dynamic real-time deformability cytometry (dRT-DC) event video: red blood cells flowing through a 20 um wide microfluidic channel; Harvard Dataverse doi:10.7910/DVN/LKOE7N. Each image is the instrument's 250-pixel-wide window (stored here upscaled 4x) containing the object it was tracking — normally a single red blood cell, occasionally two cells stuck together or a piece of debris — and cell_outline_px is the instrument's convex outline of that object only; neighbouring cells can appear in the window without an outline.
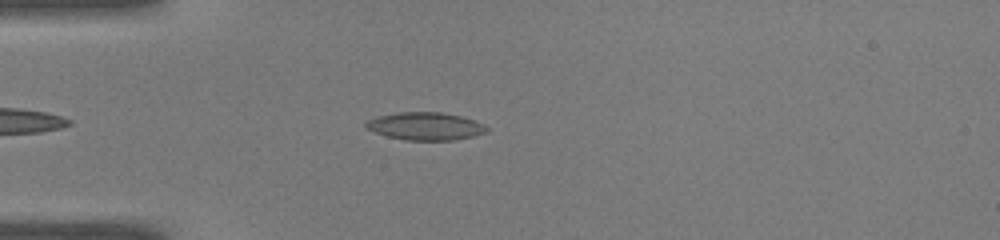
{"species": "common noctule bat (a hibernating species)", "species_latin": "Nyctalus noctula", "temperature_condition": "warm", "stored_images_in_passage": 39, "camera_frame_rate_fps": 3000, "um_per_image_px": 0.085, "animal": {"sex": "male", "body_mass_g": 19.0, "forearm_length_mm": 50.8}, "frame": {"image": 1, "passage_image": 3, "time_ms": 0.667, "image_size_px": [1000, 240], "cell_outline_px": [[488, 132], [472, 136], [452, 140], [408, 140], [388, 136], [364, 128], [364, 124], [368, 120], [376, 116], [396, 112], [440, 112], [460, 116], [484, 124], [488, 128]], "centroid_in_image_um": [36.13, 10.72], "position_along_channel_um": 48.9, "area_um2": 19.42}}
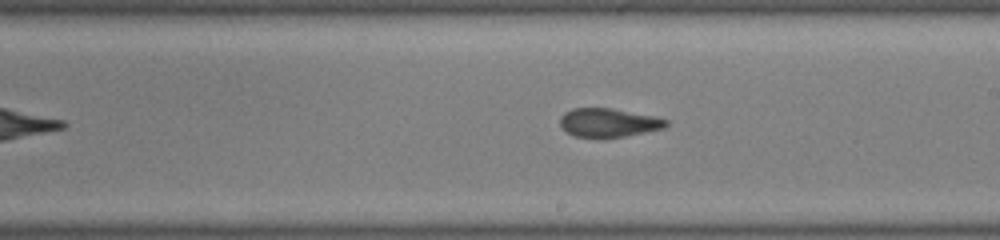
{"frame": {"image": 2, "passage_image": 18, "time_ms": 5.667, "image_size_px": [1000, 240], "cell_outline_px": [[668, 124], [664, 128], [624, 136], [576, 136], [568, 132], [560, 124], [560, 116], [564, 112], [572, 108], [612, 108], [656, 116], [668, 120]], "centroid_in_image_um": [51.74, 10.39], "position_along_channel_um": 237.3, "area_um2": 17.4}}
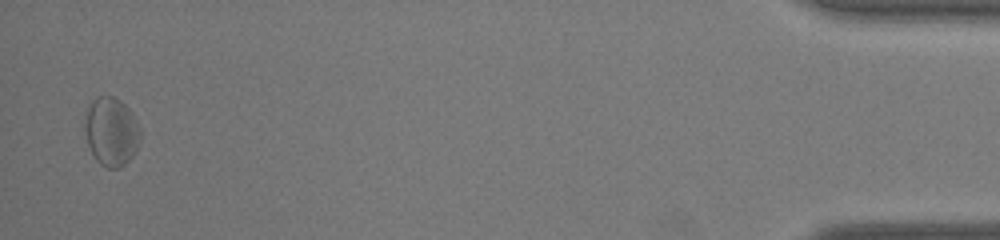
{"frame": {"image": 3, "passage_image": 38, "time_ms": 12.333, "image_size_px": [1000, 240], "cell_outline_px": [[140, 140], [132, 156], [120, 168], [108, 168], [100, 164], [92, 156], [88, 144], [84, 128], [84, 120], [88, 108], [92, 100], [96, 96], [112, 96], [120, 100], [128, 108], [140, 128]], "centroid_in_image_um": [9.43, 11.19], "position_along_channel_um": 425.8, "area_um2": 22.14}, "authors_computed_cell_mechanics": {"area_um2": 18.9006, "velocity_mm_per_s": 4.0742, "shape_relaxation_time_tau1_ms": null, "shape_relaxation_time_tau2_ms": 2.5807, "deformation_change_tau1": null, "deformation_change_tau2": 0.0961}}